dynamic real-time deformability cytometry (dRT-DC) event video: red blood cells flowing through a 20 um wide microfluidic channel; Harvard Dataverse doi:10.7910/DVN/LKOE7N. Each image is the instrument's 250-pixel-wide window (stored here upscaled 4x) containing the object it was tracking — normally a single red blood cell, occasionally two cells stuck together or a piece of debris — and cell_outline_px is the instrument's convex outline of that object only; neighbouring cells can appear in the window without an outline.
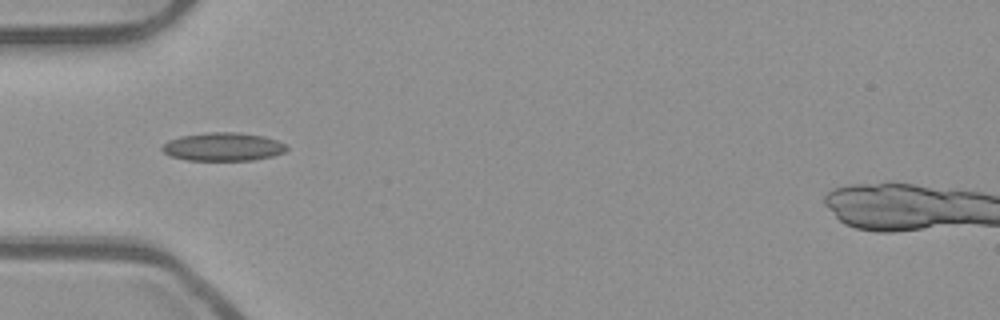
{"species": "common noctule bat (a hibernating species)", "species_latin": "Nyctalus noctula", "temperature_condition": "room temperature", "stored_images_in_passage": 37, "camera_frame_rate_fps": 3000, "um_per_image_px": 0.085, "animal": {"sex": "male", "body_mass_g": 23.1, "forearm_length_mm": 52.7}, "frame": {"image": 1, "passage_image": 1, "time_ms": 0.0, "image_size_px": [1000, 320], "cell_outline_px": [[288, 148], [284, 152], [272, 156], [252, 160], [188, 160], [172, 156], [164, 152], [160, 148], [168, 140], [180, 136], [208, 132], [236, 132], [264, 136], [276, 140], [284, 144]], "centroid_in_image_um": [18.95, 12.47], "position_along_channel_um": 66.1, "area_um2": 20.4}}
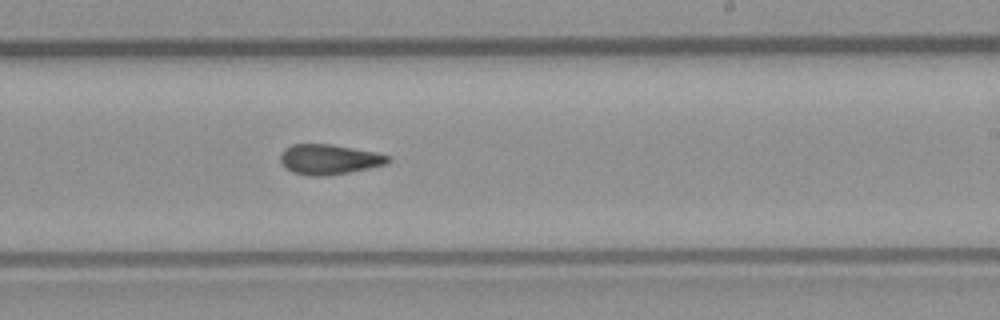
{"frame": {"image": 2, "passage_image": 16, "time_ms": 5.0, "image_size_px": [1000, 320], "cell_outline_px": [[388, 164], [328, 176], [308, 176], [292, 172], [280, 160], [280, 156], [284, 148], [292, 144], [332, 144], [376, 152], [388, 156]], "centroid_in_image_um": [27.95, 13.54], "position_along_channel_um": 261.0, "area_um2": 18.79}}
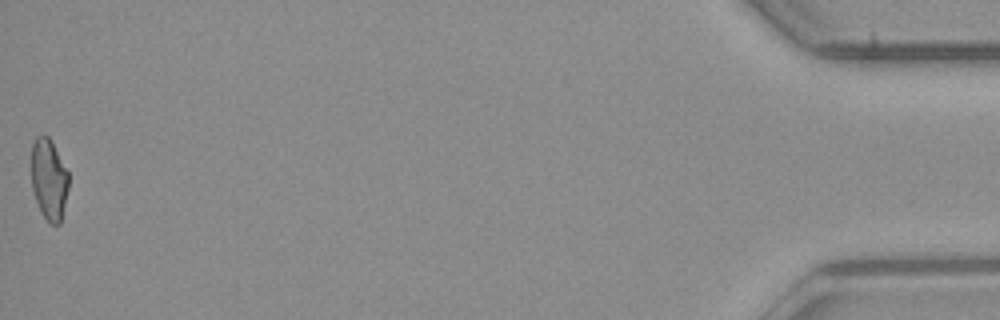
{"frame": {"image": 3, "passage_image": 37, "time_ms": 12.0, "image_size_px": [1000, 320], "cell_outline_px": [[68, 188], [60, 224], [48, 224], [36, 200], [32, 188], [32, 144], [36, 136], [48, 136], [68, 172]], "centroid_in_image_um": [4.16, 15.26], "position_along_channel_um": 431.0, "area_um2": 17.22}, "authors_computed_cell_mechanics": {"area_um2": 18.7272, "velocity_mm_per_s": 3.8914, "shape_relaxation_time_tau1_ms": null, "shape_relaxation_time_tau2_ms": 4.4648, "deformation_change_tau1": null, "deformation_change_tau2": 0.1061}}